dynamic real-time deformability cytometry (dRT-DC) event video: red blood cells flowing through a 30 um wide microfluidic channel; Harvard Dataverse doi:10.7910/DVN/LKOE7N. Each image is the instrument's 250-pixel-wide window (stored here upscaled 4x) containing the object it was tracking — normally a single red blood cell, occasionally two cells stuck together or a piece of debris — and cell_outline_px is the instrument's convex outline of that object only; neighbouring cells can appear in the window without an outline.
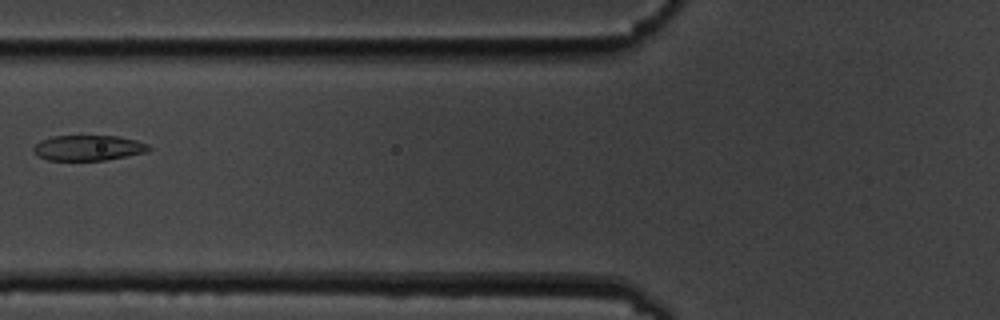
{"species": "common noctule bat (a hibernating species)", "species_latin": "Nyctalus noctula", "temperature_condition": "cold", "stored_images_in_passage": 15, "camera_frame_rate_fps": 3000, "um_per_image_px": 0.085, "animal": {"sex": "male", "body_mass_g": 19.5, "forearm_length_mm": 54.6}, "frame": {"image": 1, "passage_image": 6, "time_ms": 6.667, "image_size_px": [1000, 320], "cell_outline_px": [[152, 148], [144, 152], [104, 160], [48, 160], [40, 156], [32, 148], [40, 140], [52, 136], [120, 136], [136, 140], [148, 144]], "centroid_in_image_um": [7.5, 12.55], "position_along_channel_um": 118.3, "area_um2": 16.82}}
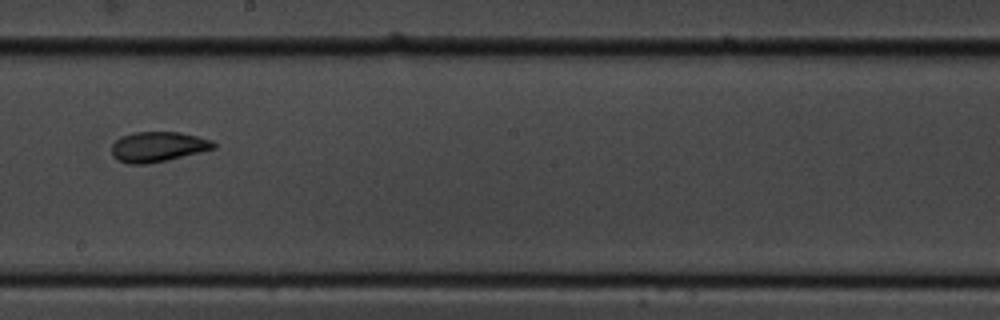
{"frame": {"image": 2, "passage_image": 9, "time_ms": 10.0, "image_size_px": [1000, 320], "cell_outline_px": [[216, 148], [168, 160], [148, 164], [128, 164], [116, 160], [112, 156], [112, 144], [120, 136], [132, 132], [180, 132], [212, 140], [216, 144]], "centroid_in_image_um": [13.39, 12.48], "position_along_channel_um": 234.8, "area_um2": 18.09}}
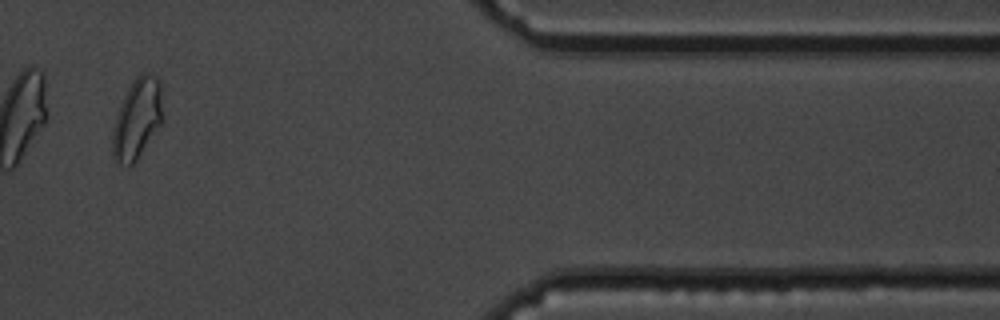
{"frame": {"image": 3, "passage_image": 14, "time_ms": 15.667, "image_size_px": [1000, 320], "cell_outline_px": [[164, 120], [136, 160], [132, 164], [128, 164], [116, 160], [112, 156], [112, 132], [116, 116], [120, 104], [132, 80], [140, 72], [148, 72], [156, 76], [160, 80]], "centroid_in_image_um": [11.68, 10.02], "position_along_channel_um": 399.7, "area_um2": 23.64}, "authors_computed_cell_mechanics": {"area_um2": 19.8832, "velocity_mm_per_s": 3.4829, "shape_relaxation_time_tau1_ms": 6.2616, "shape_relaxation_time_tau2_ms": 4.0415, "deformation_change_tau1": 0.1401, "deformation_change_tau2": 0.0892}}